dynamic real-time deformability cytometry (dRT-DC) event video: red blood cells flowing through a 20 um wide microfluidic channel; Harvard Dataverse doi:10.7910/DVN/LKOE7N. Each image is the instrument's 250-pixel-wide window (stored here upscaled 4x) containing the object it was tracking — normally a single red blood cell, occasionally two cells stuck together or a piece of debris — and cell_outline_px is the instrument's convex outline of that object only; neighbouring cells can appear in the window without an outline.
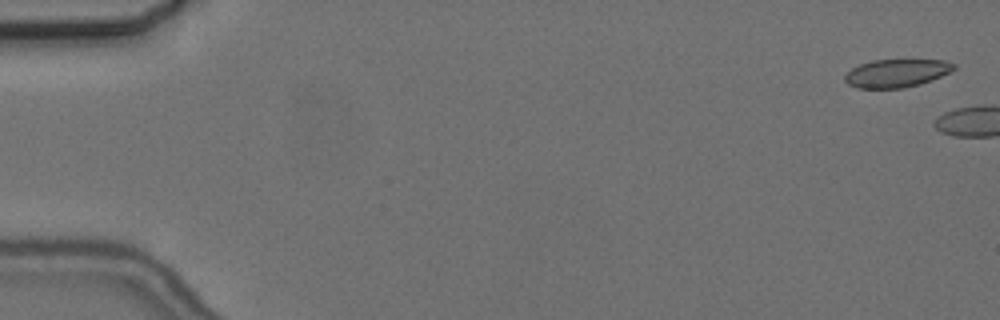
{"species": "common noctule bat (a hibernating species)", "species_latin": "Nyctalus noctula", "temperature_condition": "cold", "stored_images_in_passage": 2, "camera_frame_rate_fps": 3000, "um_per_image_px": 0.085, "animal": {"sex": "female", "body_mass_g": 24.6, "forearm_length_mm": 56.2}, "frame": {"image": 1, "passage_image": 1, "time_ms": 0.0, "image_size_px": [1000, 320], "cell_outline_px": [[956, 68], [932, 80], [920, 84], [904, 88], [856, 88], [848, 84], [844, 80], [844, 76], [852, 68], [860, 64], [872, 60], [944, 60], [956, 64]], "centroid_in_image_um": [76.19, 6.22], "position_along_channel_um": 8.8, "area_um2": 17.8}}